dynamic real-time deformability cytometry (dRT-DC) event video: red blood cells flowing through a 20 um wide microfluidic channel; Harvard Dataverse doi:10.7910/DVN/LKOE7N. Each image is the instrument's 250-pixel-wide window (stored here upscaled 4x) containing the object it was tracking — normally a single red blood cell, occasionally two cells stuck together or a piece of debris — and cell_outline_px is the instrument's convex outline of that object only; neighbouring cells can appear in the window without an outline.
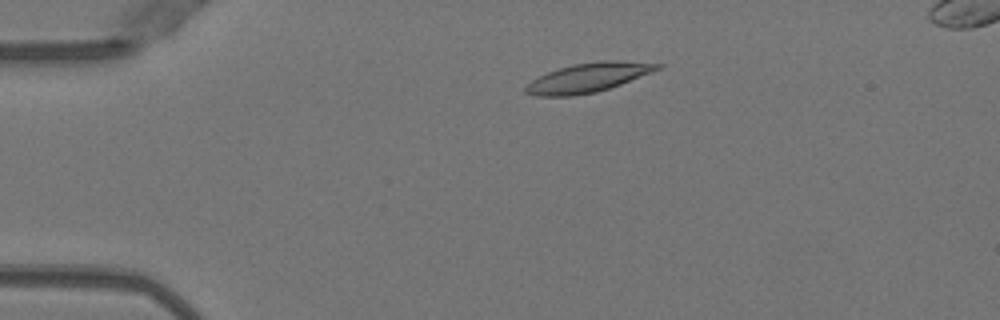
{"species": "Egyptian fruit bat (a non-hibernating species)", "species_latin": "Rousettus aegyptiacus", "temperature_condition": "warm", "stored_images_in_passage": 8, "camera_frame_rate_fps": 3000, "um_per_image_px": 0.085, "animal": {"sex": "female"}, "frame": {"image": 1, "passage_image": 2, "time_ms": 0.333, "image_size_px": [1000, 320], "cell_outline_px": [[664, 64], [660, 68], [620, 84], [596, 92], [572, 96], [536, 96], [524, 92], [524, 84], [548, 72], [572, 64], [604, 60], [616, 60]], "centroid_in_image_um": [49.93, 6.6], "position_along_channel_um": 35.1, "area_um2": 22.2}}